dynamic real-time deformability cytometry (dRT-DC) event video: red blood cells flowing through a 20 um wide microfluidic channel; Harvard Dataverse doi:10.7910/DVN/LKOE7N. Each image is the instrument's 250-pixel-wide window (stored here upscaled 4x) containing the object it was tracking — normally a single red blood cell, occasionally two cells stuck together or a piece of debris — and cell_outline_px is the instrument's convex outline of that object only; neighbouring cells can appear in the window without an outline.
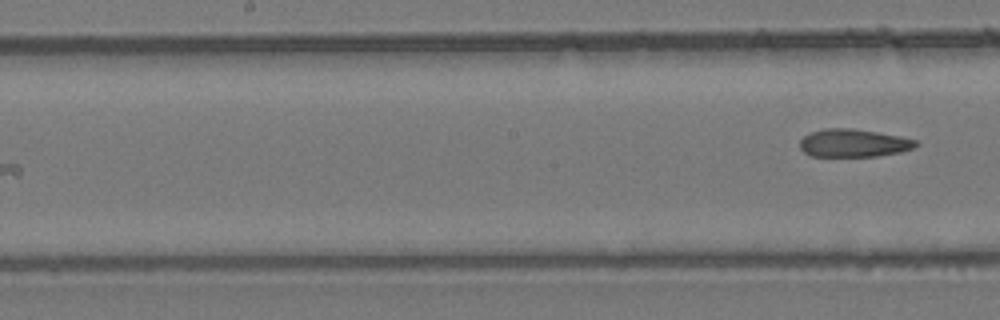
{"species": "common noctule bat (a hibernating species)", "species_latin": "Nyctalus noctula", "temperature_condition": "room temperature", "stored_images_in_passage": 7, "camera_frame_rate_fps": 3000, "um_per_image_px": 0.085, "animal": {"sex": "female", "body_mass_g": 24.6, "forearm_length_mm": 56.2}, "frame": {"image": 1, "passage_image": 7, "time_ms": 2.0, "image_size_px": [1000, 320], "cell_outline_px": [[920, 144], [912, 148], [900, 152], [876, 156], [812, 156], [804, 152], [800, 148], [800, 140], [804, 136], [812, 132], [824, 128], [852, 128], [900, 136], [916, 140]], "centroid_in_image_um": [72.55, 12.16], "position_along_channel_um": 175.7, "area_um2": 18.79}}